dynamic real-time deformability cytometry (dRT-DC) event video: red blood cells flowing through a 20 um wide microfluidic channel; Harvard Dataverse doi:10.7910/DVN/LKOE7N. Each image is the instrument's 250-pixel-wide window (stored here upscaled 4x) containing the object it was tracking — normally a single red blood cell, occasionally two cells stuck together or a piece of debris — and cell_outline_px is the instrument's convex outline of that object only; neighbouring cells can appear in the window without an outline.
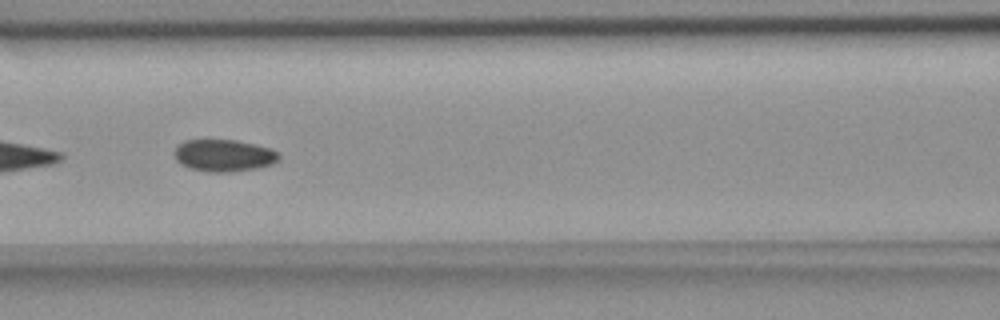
{"species": "common noctule bat (a hibernating species)", "species_latin": "Nyctalus noctula", "temperature_condition": "room temperature", "stored_images_in_passage": 10, "camera_frame_rate_fps": 3000, "um_per_image_px": 0.085, "animal": {"sex": "female", "body_mass_g": 18.4}, "frame": {"image": 1, "passage_image": 6, "time_ms": 6.667, "image_size_px": [1000, 320], "cell_outline_px": [[280, 160], [272, 164], [256, 168], [228, 172], [208, 172], [188, 168], [180, 164], [176, 160], [172, 152], [176, 144], [184, 140], [236, 140], [256, 144], [272, 148], [280, 152]], "centroid_in_image_um": [19.01, 13.21], "position_along_channel_um": 147.6, "area_um2": 20.0}}
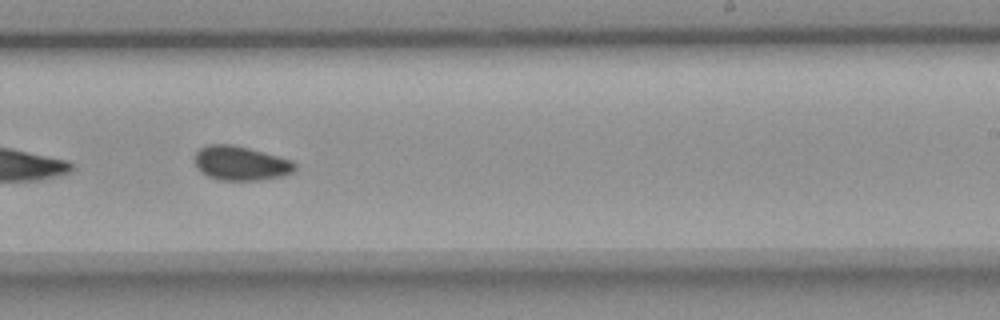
{"frame": {"image": 2, "passage_image": 9, "time_ms": 10.0, "image_size_px": [1000, 320], "cell_outline_px": [[296, 168], [292, 172], [284, 176], [260, 180], [216, 180], [200, 172], [196, 168], [192, 160], [196, 152], [200, 148], [208, 144], [232, 144], [248, 148], [292, 160], [296, 164]], "centroid_in_image_um": [20.41, 13.88], "position_along_channel_um": 268.6, "area_um2": 20.29}}
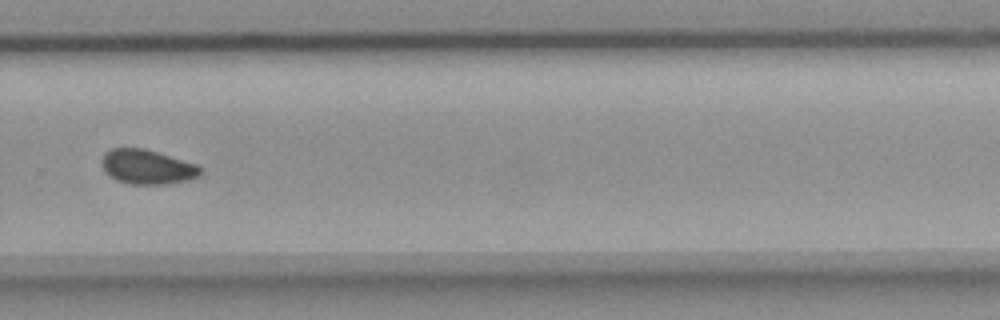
{"frame": {"image": 3, "passage_image": 10, "time_ms": 11.333, "image_size_px": [1000, 320], "cell_outline_px": [[204, 172], [200, 176], [188, 180], [168, 184], [132, 184], [116, 180], [104, 168], [100, 160], [104, 152], [112, 148], [144, 148], [196, 164]], "centroid_in_image_um": [12.53, 14.18], "position_along_channel_um": 317.3, "area_um2": 19.77}}